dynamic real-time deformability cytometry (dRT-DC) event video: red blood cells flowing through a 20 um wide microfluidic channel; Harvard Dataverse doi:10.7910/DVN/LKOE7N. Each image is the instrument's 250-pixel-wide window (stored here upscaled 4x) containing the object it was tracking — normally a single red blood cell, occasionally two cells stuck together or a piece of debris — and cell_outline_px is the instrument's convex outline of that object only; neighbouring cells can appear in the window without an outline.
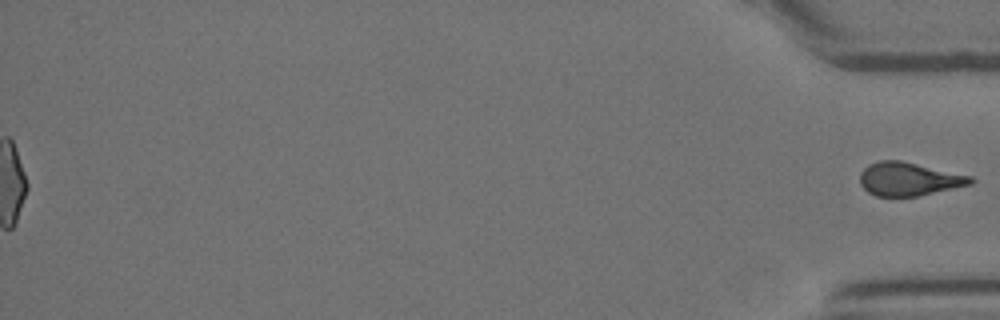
{"species": "Egyptian fruit bat (a non-hibernating species)", "species_latin": "Rousettus aegyptiacus", "temperature_condition": "room temperature", "stored_images_in_passage": 54, "segment_of_instrument_passage": [2, 2], "camera_frame_rate_fps": 3000, "um_per_image_px": 0.085, "animal": {"sex": "female"}, "frame": {"image": 1, "passage_image": 54, "time_ms": 17.667, "image_size_px": [1000, 320], "cell_outline_px": [[976, 180], [972, 184], [916, 196], [876, 196], [868, 192], [860, 184], [860, 172], [868, 164], [880, 160], [900, 160], [972, 176]], "centroid_in_image_um": [77.24, 15.21], "position_along_channel_um": 358.0, "area_um2": 21.44}}